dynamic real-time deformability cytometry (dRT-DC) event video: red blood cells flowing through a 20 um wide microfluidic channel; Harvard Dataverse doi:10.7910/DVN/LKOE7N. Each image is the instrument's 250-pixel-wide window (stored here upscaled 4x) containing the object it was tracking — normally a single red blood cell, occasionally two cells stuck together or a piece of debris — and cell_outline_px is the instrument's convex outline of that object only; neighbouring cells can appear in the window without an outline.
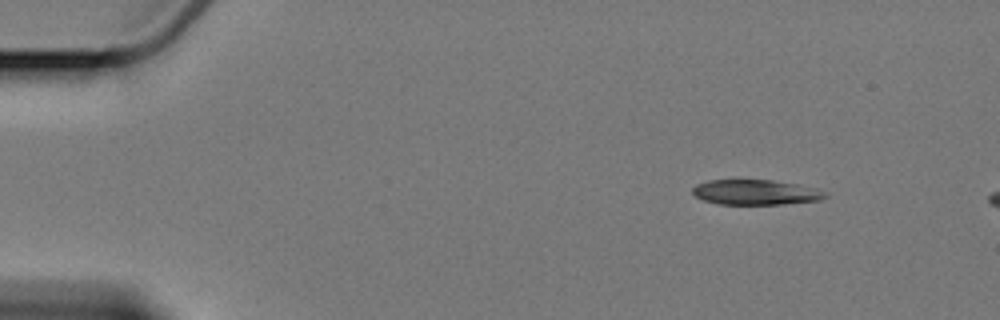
{"species": "Egyptian fruit bat (a non-hibernating species)", "species_latin": "Rousettus aegyptiacus", "temperature_condition": "cold", "stored_images_in_passage": 6, "camera_frame_rate_fps": 3000, "um_per_image_px": 0.085, "animal": {"sex": "female"}, "frame": {"image": 1, "passage_image": 1, "time_ms": 0.0, "image_size_px": [1000, 320], "cell_outline_px": [[828, 196], [820, 200], [784, 204], [720, 204], [704, 200], [696, 196], [692, 192], [692, 188], [696, 184], [708, 180], [772, 180], [796, 184], [816, 188], [824, 192]], "centroid_in_image_um": [64.22, 16.34], "position_along_channel_um": 20.8, "area_um2": 19.31}}
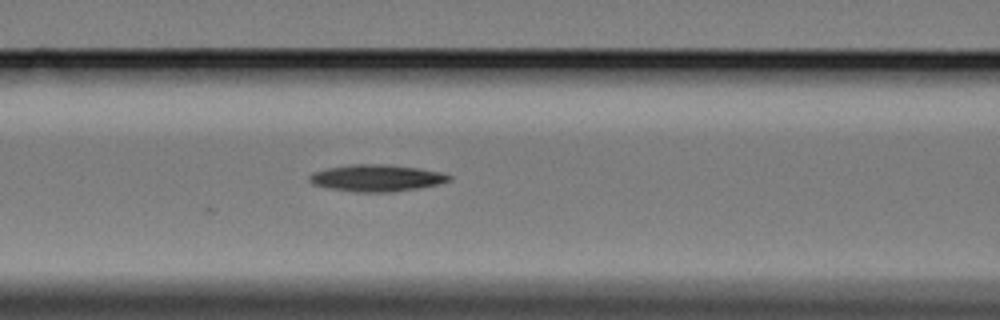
{"frame": {"image": 2, "passage_image": 6, "time_ms": 6.0, "image_size_px": [1000, 320], "cell_outline_px": [[452, 180], [436, 184], [416, 188], [392, 192], [356, 192], [328, 188], [312, 184], [308, 180], [308, 176], [312, 172], [328, 168], [352, 164], [388, 164], [420, 168], [444, 172], [452, 176]], "centroid_in_image_um": [32.01, 15.12], "position_along_channel_um": 134.6, "area_um2": 21.96}}